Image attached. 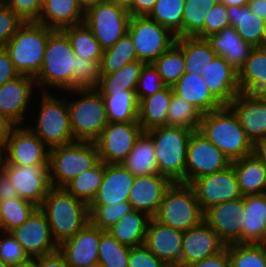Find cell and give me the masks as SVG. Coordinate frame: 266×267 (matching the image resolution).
I'll return each mask as SVG.
<instances>
[{
  "label": "cell",
  "instance_id": "cell-1",
  "mask_svg": "<svg viewBox=\"0 0 266 267\" xmlns=\"http://www.w3.org/2000/svg\"><path fill=\"white\" fill-rule=\"evenodd\" d=\"M198 131L231 162L254 153L255 146L228 106L203 114Z\"/></svg>",
  "mask_w": 266,
  "mask_h": 267
},
{
  "label": "cell",
  "instance_id": "cell-2",
  "mask_svg": "<svg viewBox=\"0 0 266 267\" xmlns=\"http://www.w3.org/2000/svg\"><path fill=\"white\" fill-rule=\"evenodd\" d=\"M39 208L45 214L58 245L73 237L90 221L88 204L64 188L52 187Z\"/></svg>",
  "mask_w": 266,
  "mask_h": 267
},
{
  "label": "cell",
  "instance_id": "cell-3",
  "mask_svg": "<svg viewBox=\"0 0 266 267\" xmlns=\"http://www.w3.org/2000/svg\"><path fill=\"white\" fill-rule=\"evenodd\" d=\"M53 31L38 22H23L18 27L4 49L20 75L35 77L38 74Z\"/></svg>",
  "mask_w": 266,
  "mask_h": 267
},
{
  "label": "cell",
  "instance_id": "cell-4",
  "mask_svg": "<svg viewBox=\"0 0 266 267\" xmlns=\"http://www.w3.org/2000/svg\"><path fill=\"white\" fill-rule=\"evenodd\" d=\"M193 131L167 125L146 131L153 141L158 173L173 183H185L187 144Z\"/></svg>",
  "mask_w": 266,
  "mask_h": 267
},
{
  "label": "cell",
  "instance_id": "cell-5",
  "mask_svg": "<svg viewBox=\"0 0 266 267\" xmlns=\"http://www.w3.org/2000/svg\"><path fill=\"white\" fill-rule=\"evenodd\" d=\"M75 57L68 36L62 30H54L47 40L41 69L34 77L36 85L73 92Z\"/></svg>",
  "mask_w": 266,
  "mask_h": 267
},
{
  "label": "cell",
  "instance_id": "cell-6",
  "mask_svg": "<svg viewBox=\"0 0 266 267\" xmlns=\"http://www.w3.org/2000/svg\"><path fill=\"white\" fill-rule=\"evenodd\" d=\"M152 218L160 224L185 232L204 221V211L192 186L175 182L165 192Z\"/></svg>",
  "mask_w": 266,
  "mask_h": 267
},
{
  "label": "cell",
  "instance_id": "cell-7",
  "mask_svg": "<svg viewBox=\"0 0 266 267\" xmlns=\"http://www.w3.org/2000/svg\"><path fill=\"white\" fill-rule=\"evenodd\" d=\"M100 162L96 144L91 141H75L50 149L49 175L52 187L63 188L83 171Z\"/></svg>",
  "mask_w": 266,
  "mask_h": 267
},
{
  "label": "cell",
  "instance_id": "cell-8",
  "mask_svg": "<svg viewBox=\"0 0 266 267\" xmlns=\"http://www.w3.org/2000/svg\"><path fill=\"white\" fill-rule=\"evenodd\" d=\"M74 92L82 97L67 103L75 141L94 142L108 124L104 99L96 89Z\"/></svg>",
  "mask_w": 266,
  "mask_h": 267
},
{
  "label": "cell",
  "instance_id": "cell-9",
  "mask_svg": "<svg viewBox=\"0 0 266 267\" xmlns=\"http://www.w3.org/2000/svg\"><path fill=\"white\" fill-rule=\"evenodd\" d=\"M36 127H28L49 148L75 142L70 124L67 101L52 96L45 89Z\"/></svg>",
  "mask_w": 266,
  "mask_h": 267
},
{
  "label": "cell",
  "instance_id": "cell-10",
  "mask_svg": "<svg viewBox=\"0 0 266 267\" xmlns=\"http://www.w3.org/2000/svg\"><path fill=\"white\" fill-rule=\"evenodd\" d=\"M131 15L112 0H102L84 13V23L103 50L114 46L128 32Z\"/></svg>",
  "mask_w": 266,
  "mask_h": 267
},
{
  "label": "cell",
  "instance_id": "cell-11",
  "mask_svg": "<svg viewBox=\"0 0 266 267\" xmlns=\"http://www.w3.org/2000/svg\"><path fill=\"white\" fill-rule=\"evenodd\" d=\"M128 33L133 39L137 58L152 64L176 41V36L166 27L148 16H131Z\"/></svg>",
  "mask_w": 266,
  "mask_h": 267
},
{
  "label": "cell",
  "instance_id": "cell-12",
  "mask_svg": "<svg viewBox=\"0 0 266 267\" xmlns=\"http://www.w3.org/2000/svg\"><path fill=\"white\" fill-rule=\"evenodd\" d=\"M231 165L227 156L198 130L191 134L186 152L185 183L191 184L204 175L226 169Z\"/></svg>",
  "mask_w": 266,
  "mask_h": 267
},
{
  "label": "cell",
  "instance_id": "cell-13",
  "mask_svg": "<svg viewBox=\"0 0 266 267\" xmlns=\"http://www.w3.org/2000/svg\"><path fill=\"white\" fill-rule=\"evenodd\" d=\"M142 132L139 122L108 123L94 141L100 161L106 164L122 163Z\"/></svg>",
  "mask_w": 266,
  "mask_h": 267
},
{
  "label": "cell",
  "instance_id": "cell-14",
  "mask_svg": "<svg viewBox=\"0 0 266 267\" xmlns=\"http://www.w3.org/2000/svg\"><path fill=\"white\" fill-rule=\"evenodd\" d=\"M190 185L204 212L216 204L243 197L232 164L224 170L195 179Z\"/></svg>",
  "mask_w": 266,
  "mask_h": 267
},
{
  "label": "cell",
  "instance_id": "cell-15",
  "mask_svg": "<svg viewBox=\"0 0 266 267\" xmlns=\"http://www.w3.org/2000/svg\"><path fill=\"white\" fill-rule=\"evenodd\" d=\"M4 153L3 164L49 165L50 149L25 125L14 128Z\"/></svg>",
  "mask_w": 266,
  "mask_h": 267
},
{
  "label": "cell",
  "instance_id": "cell-16",
  "mask_svg": "<svg viewBox=\"0 0 266 267\" xmlns=\"http://www.w3.org/2000/svg\"><path fill=\"white\" fill-rule=\"evenodd\" d=\"M2 171L9 177L20 198L39 207L49 190V165H13L3 164Z\"/></svg>",
  "mask_w": 266,
  "mask_h": 267
},
{
  "label": "cell",
  "instance_id": "cell-17",
  "mask_svg": "<svg viewBox=\"0 0 266 267\" xmlns=\"http://www.w3.org/2000/svg\"><path fill=\"white\" fill-rule=\"evenodd\" d=\"M11 233L31 259L58 251L59 245L54 241L47 218L39 207Z\"/></svg>",
  "mask_w": 266,
  "mask_h": 267
},
{
  "label": "cell",
  "instance_id": "cell-18",
  "mask_svg": "<svg viewBox=\"0 0 266 267\" xmlns=\"http://www.w3.org/2000/svg\"><path fill=\"white\" fill-rule=\"evenodd\" d=\"M227 106L254 146L266 140V95L240 92Z\"/></svg>",
  "mask_w": 266,
  "mask_h": 267
},
{
  "label": "cell",
  "instance_id": "cell-19",
  "mask_svg": "<svg viewBox=\"0 0 266 267\" xmlns=\"http://www.w3.org/2000/svg\"><path fill=\"white\" fill-rule=\"evenodd\" d=\"M243 197L216 204L204 212V221L226 244H240L244 220Z\"/></svg>",
  "mask_w": 266,
  "mask_h": 267
},
{
  "label": "cell",
  "instance_id": "cell-20",
  "mask_svg": "<svg viewBox=\"0 0 266 267\" xmlns=\"http://www.w3.org/2000/svg\"><path fill=\"white\" fill-rule=\"evenodd\" d=\"M182 240L183 231L150 218L144 245L169 267H182Z\"/></svg>",
  "mask_w": 266,
  "mask_h": 267
},
{
  "label": "cell",
  "instance_id": "cell-21",
  "mask_svg": "<svg viewBox=\"0 0 266 267\" xmlns=\"http://www.w3.org/2000/svg\"><path fill=\"white\" fill-rule=\"evenodd\" d=\"M102 230L90 221L73 237L63 241L58 251L70 267H91L98 263Z\"/></svg>",
  "mask_w": 266,
  "mask_h": 267
},
{
  "label": "cell",
  "instance_id": "cell-22",
  "mask_svg": "<svg viewBox=\"0 0 266 267\" xmlns=\"http://www.w3.org/2000/svg\"><path fill=\"white\" fill-rule=\"evenodd\" d=\"M226 244L219 238L217 232L205 221L183 232L182 267L202 261L221 252Z\"/></svg>",
  "mask_w": 266,
  "mask_h": 267
},
{
  "label": "cell",
  "instance_id": "cell-23",
  "mask_svg": "<svg viewBox=\"0 0 266 267\" xmlns=\"http://www.w3.org/2000/svg\"><path fill=\"white\" fill-rule=\"evenodd\" d=\"M173 182L158 174L135 176L128 202L132 208L153 217Z\"/></svg>",
  "mask_w": 266,
  "mask_h": 267
},
{
  "label": "cell",
  "instance_id": "cell-24",
  "mask_svg": "<svg viewBox=\"0 0 266 267\" xmlns=\"http://www.w3.org/2000/svg\"><path fill=\"white\" fill-rule=\"evenodd\" d=\"M206 86L211 94L227 106L241 91L236 71L223 57L216 56L211 64L202 67Z\"/></svg>",
  "mask_w": 266,
  "mask_h": 267
},
{
  "label": "cell",
  "instance_id": "cell-25",
  "mask_svg": "<svg viewBox=\"0 0 266 267\" xmlns=\"http://www.w3.org/2000/svg\"><path fill=\"white\" fill-rule=\"evenodd\" d=\"M36 85L34 77L19 75L0 87V113L8 117L17 126L23 125L28 103Z\"/></svg>",
  "mask_w": 266,
  "mask_h": 267
},
{
  "label": "cell",
  "instance_id": "cell-26",
  "mask_svg": "<svg viewBox=\"0 0 266 267\" xmlns=\"http://www.w3.org/2000/svg\"><path fill=\"white\" fill-rule=\"evenodd\" d=\"M135 176L122 163L106 164L99 190L89 205H115L127 202Z\"/></svg>",
  "mask_w": 266,
  "mask_h": 267
},
{
  "label": "cell",
  "instance_id": "cell-27",
  "mask_svg": "<svg viewBox=\"0 0 266 267\" xmlns=\"http://www.w3.org/2000/svg\"><path fill=\"white\" fill-rule=\"evenodd\" d=\"M218 56L223 57L236 71H239L250 56L253 46L246 43L230 26L206 38Z\"/></svg>",
  "mask_w": 266,
  "mask_h": 267
},
{
  "label": "cell",
  "instance_id": "cell-28",
  "mask_svg": "<svg viewBox=\"0 0 266 267\" xmlns=\"http://www.w3.org/2000/svg\"><path fill=\"white\" fill-rule=\"evenodd\" d=\"M172 89L177 96L194 105L202 114L223 107L209 91L203 77L197 73H184Z\"/></svg>",
  "mask_w": 266,
  "mask_h": 267
},
{
  "label": "cell",
  "instance_id": "cell-29",
  "mask_svg": "<svg viewBox=\"0 0 266 267\" xmlns=\"http://www.w3.org/2000/svg\"><path fill=\"white\" fill-rule=\"evenodd\" d=\"M244 220L241 244L266 240V194L243 196Z\"/></svg>",
  "mask_w": 266,
  "mask_h": 267
},
{
  "label": "cell",
  "instance_id": "cell-30",
  "mask_svg": "<svg viewBox=\"0 0 266 267\" xmlns=\"http://www.w3.org/2000/svg\"><path fill=\"white\" fill-rule=\"evenodd\" d=\"M84 12L76 0H43L38 23L53 30L84 23Z\"/></svg>",
  "mask_w": 266,
  "mask_h": 267
},
{
  "label": "cell",
  "instance_id": "cell-31",
  "mask_svg": "<svg viewBox=\"0 0 266 267\" xmlns=\"http://www.w3.org/2000/svg\"><path fill=\"white\" fill-rule=\"evenodd\" d=\"M242 196L265 194L266 166L254 152L231 162Z\"/></svg>",
  "mask_w": 266,
  "mask_h": 267
},
{
  "label": "cell",
  "instance_id": "cell-32",
  "mask_svg": "<svg viewBox=\"0 0 266 267\" xmlns=\"http://www.w3.org/2000/svg\"><path fill=\"white\" fill-rule=\"evenodd\" d=\"M240 91L266 95V47H254L243 67L238 71Z\"/></svg>",
  "mask_w": 266,
  "mask_h": 267
},
{
  "label": "cell",
  "instance_id": "cell-33",
  "mask_svg": "<svg viewBox=\"0 0 266 267\" xmlns=\"http://www.w3.org/2000/svg\"><path fill=\"white\" fill-rule=\"evenodd\" d=\"M172 96V86H166L139 102L138 122L143 132L167 125V113Z\"/></svg>",
  "mask_w": 266,
  "mask_h": 267
},
{
  "label": "cell",
  "instance_id": "cell-34",
  "mask_svg": "<svg viewBox=\"0 0 266 267\" xmlns=\"http://www.w3.org/2000/svg\"><path fill=\"white\" fill-rule=\"evenodd\" d=\"M150 218L146 213L133 209L106 231L120 244L138 247L144 245Z\"/></svg>",
  "mask_w": 266,
  "mask_h": 267
},
{
  "label": "cell",
  "instance_id": "cell-35",
  "mask_svg": "<svg viewBox=\"0 0 266 267\" xmlns=\"http://www.w3.org/2000/svg\"><path fill=\"white\" fill-rule=\"evenodd\" d=\"M227 16L230 26L246 42L253 47L263 46L265 21L250 11L249 5L227 6Z\"/></svg>",
  "mask_w": 266,
  "mask_h": 267
},
{
  "label": "cell",
  "instance_id": "cell-36",
  "mask_svg": "<svg viewBox=\"0 0 266 267\" xmlns=\"http://www.w3.org/2000/svg\"><path fill=\"white\" fill-rule=\"evenodd\" d=\"M122 164L134 176L158 174L153 141L146 132H142L137 138L132 151Z\"/></svg>",
  "mask_w": 266,
  "mask_h": 267
},
{
  "label": "cell",
  "instance_id": "cell-37",
  "mask_svg": "<svg viewBox=\"0 0 266 267\" xmlns=\"http://www.w3.org/2000/svg\"><path fill=\"white\" fill-rule=\"evenodd\" d=\"M145 63L137 60L127 63L117 72L100 74L99 85L96 90L102 96H113V93L125 90H136L141 70Z\"/></svg>",
  "mask_w": 266,
  "mask_h": 267
},
{
  "label": "cell",
  "instance_id": "cell-38",
  "mask_svg": "<svg viewBox=\"0 0 266 267\" xmlns=\"http://www.w3.org/2000/svg\"><path fill=\"white\" fill-rule=\"evenodd\" d=\"M175 43L184 54L185 73H197L201 75L202 67L211 64L217 54L206 39L198 37L176 38Z\"/></svg>",
  "mask_w": 266,
  "mask_h": 267
},
{
  "label": "cell",
  "instance_id": "cell-39",
  "mask_svg": "<svg viewBox=\"0 0 266 267\" xmlns=\"http://www.w3.org/2000/svg\"><path fill=\"white\" fill-rule=\"evenodd\" d=\"M105 102L108 123L138 122L139 101L135 90L102 96Z\"/></svg>",
  "mask_w": 266,
  "mask_h": 267
},
{
  "label": "cell",
  "instance_id": "cell-40",
  "mask_svg": "<svg viewBox=\"0 0 266 267\" xmlns=\"http://www.w3.org/2000/svg\"><path fill=\"white\" fill-rule=\"evenodd\" d=\"M105 173V163L100 161L96 166L69 181L63 188L75 198L90 204L95 198Z\"/></svg>",
  "mask_w": 266,
  "mask_h": 267
},
{
  "label": "cell",
  "instance_id": "cell-41",
  "mask_svg": "<svg viewBox=\"0 0 266 267\" xmlns=\"http://www.w3.org/2000/svg\"><path fill=\"white\" fill-rule=\"evenodd\" d=\"M62 31L68 36L76 56L97 61L100 64L103 49L85 23L66 27Z\"/></svg>",
  "mask_w": 266,
  "mask_h": 267
},
{
  "label": "cell",
  "instance_id": "cell-42",
  "mask_svg": "<svg viewBox=\"0 0 266 267\" xmlns=\"http://www.w3.org/2000/svg\"><path fill=\"white\" fill-rule=\"evenodd\" d=\"M137 60L133 39L127 32L114 46L103 50V55L99 64L100 74L117 72L127 63Z\"/></svg>",
  "mask_w": 266,
  "mask_h": 267
},
{
  "label": "cell",
  "instance_id": "cell-43",
  "mask_svg": "<svg viewBox=\"0 0 266 267\" xmlns=\"http://www.w3.org/2000/svg\"><path fill=\"white\" fill-rule=\"evenodd\" d=\"M219 0H185L182 17V37L204 39V20Z\"/></svg>",
  "mask_w": 266,
  "mask_h": 267
},
{
  "label": "cell",
  "instance_id": "cell-44",
  "mask_svg": "<svg viewBox=\"0 0 266 267\" xmlns=\"http://www.w3.org/2000/svg\"><path fill=\"white\" fill-rule=\"evenodd\" d=\"M184 3L185 0H156L148 17L168 28L176 38H181Z\"/></svg>",
  "mask_w": 266,
  "mask_h": 267
},
{
  "label": "cell",
  "instance_id": "cell-45",
  "mask_svg": "<svg viewBox=\"0 0 266 267\" xmlns=\"http://www.w3.org/2000/svg\"><path fill=\"white\" fill-rule=\"evenodd\" d=\"M203 114L173 92L167 113V126L198 130Z\"/></svg>",
  "mask_w": 266,
  "mask_h": 267
},
{
  "label": "cell",
  "instance_id": "cell-46",
  "mask_svg": "<svg viewBox=\"0 0 266 267\" xmlns=\"http://www.w3.org/2000/svg\"><path fill=\"white\" fill-rule=\"evenodd\" d=\"M152 65L157 69L163 82L167 86H173L185 73L183 51L174 43L167 51L161 54Z\"/></svg>",
  "mask_w": 266,
  "mask_h": 267
},
{
  "label": "cell",
  "instance_id": "cell-47",
  "mask_svg": "<svg viewBox=\"0 0 266 267\" xmlns=\"http://www.w3.org/2000/svg\"><path fill=\"white\" fill-rule=\"evenodd\" d=\"M98 250V263L104 267H128L130 247L120 244L106 230H102Z\"/></svg>",
  "mask_w": 266,
  "mask_h": 267
},
{
  "label": "cell",
  "instance_id": "cell-48",
  "mask_svg": "<svg viewBox=\"0 0 266 267\" xmlns=\"http://www.w3.org/2000/svg\"><path fill=\"white\" fill-rule=\"evenodd\" d=\"M38 207L25 199H6L0 202L4 232H11L21 226Z\"/></svg>",
  "mask_w": 266,
  "mask_h": 267
},
{
  "label": "cell",
  "instance_id": "cell-49",
  "mask_svg": "<svg viewBox=\"0 0 266 267\" xmlns=\"http://www.w3.org/2000/svg\"><path fill=\"white\" fill-rule=\"evenodd\" d=\"M90 222L101 230H107L124 215L133 210L131 204L119 202L115 205H88Z\"/></svg>",
  "mask_w": 266,
  "mask_h": 267
},
{
  "label": "cell",
  "instance_id": "cell-50",
  "mask_svg": "<svg viewBox=\"0 0 266 267\" xmlns=\"http://www.w3.org/2000/svg\"><path fill=\"white\" fill-rule=\"evenodd\" d=\"M226 248L230 267H266V259L257 244H229Z\"/></svg>",
  "mask_w": 266,
  "mask_h": 267
},
{
  "label": "cell",
  "instance_id": "cell-51",
  "mask_svg": "<svg viewBox=\"0 0 266 267\" xmlns=\"http://www.w3.org/2000/svg\"><path fill=\"white\" fill-rule=\"evenodd\" d=\"M100 66L97 61L75 57L73 91L96 89L100 80Z\"/></svg>",
  "mask_w": 266,
  "mask_h": 267
},
{
  "label": "cell",
  "instance_id": "cell-52",
  "mask_svg": "<svg viewBox=\"0 0 266 267\" xmlns=\"http://www.w3.org/2000/svg\"><path fill=\"white\" fill-rule=\"evenodd\" d=\"M166 86L157 69L152 64H145L135 90L138 101L140 102L143 98L154 95Z\"/></svg>",
  "mask_w": 266,
  "mask_h": 267
},
{
  "label": "cell",
  "instance_id": "cell-53",
  "mask_svg": "<svg viewBox=\"0 0 266 267\" xmlns=\"http://www.w3.org/2000/svg\"><path fill=\"white\" fill-rule=\"evenodd\" d=\"M6 234L8 235L4 239L0 238V259L12 267L29 262L31 258L12 233L6 232Z\"/></svg>",
  "mask_w": 266,
  "mask_h": 267
},
{
  "label": "cell",
  "instance_id": "cell-54",
  "mask_svg": "<svg viewBox=\"0 0 266 267\" xmlns=\"http://www.w3.org/2000/svg\"><path fill=\"white\" fill-rule=\"evenodd\" d=\"M228 27H230V21L227 16V6L218 2L206 14L204 20V39Z\"/></svg>",
  "mask_w": 266,
  "mask_h": 267
},
{
  "label": "cell",
  "instance_id": "cell-55",
  "mask_svg": "<svg viewBox=\"0 0 266 267\" xmlns=\"http://www.w3.org/2000/svg\"><path fill=\"white\" fill-rule=\"evenodd\" d=\"M23 22H38L43 0H2Z\"/></svg>",
  "mask_w": 266,
  "mask_h": 267
},
{
  "label": "cell",
  "instance_id": "cell-56",
  "mask_svg": "<svg viewBox=\"0 0 266 267\" xmlns=\"http://www.w3.org/2000/svg\"><path fill=\"white\" fill-rule=\"evenodd\" d=\"M23 21L0 0V48H4Z\"/></svg>",
  "mask_w": 266,
  "mask_h": 267
},
{
  "label": "cell",
  "instance_id": "cell-57",
  "mask_svg": "<svg viewBox=\"0 0 266 267\" xmlns=\"http://www.w3.org/2000/svg\"><path fill=\"white\" fill-rule=\"evenodd\" d=\"M128 267H169L150 252L145 245L130 248Z\"/></svg>",
  "mask_w": 266,
  "mask_h": 267
},
{
  "label": "cell",
  "instance_id": "cell-58",
  "mask_svg": "<svg viewBox=\"0 0 266 267\" xmlns=\"http://www.w3.org/2000/svg\"><path fill=\"white\" fill-rule=\"evenodd\" d=\"M8 52L4 48H0V87L8 81L19 76Z\"/></svg>",
  "mask_w": 266,
  "mask_h": 267
},
{
  "label": "cell",
  "instance_id": "cell-59",
  "mask_svg": "<svg viewBox=\"0 0 266 267\" xmlns=\"http://www.w3.org/2000/svg\"><path fill=\"white\" fill-rule=\"evenodd\" d=\"M188 267H230L228 249L225 247L221 252L195 262Z\"/></svg>",
  "mask_w": 266,
  "mask_h": 267
},
{
  "label": "cell",
  "instance_id": "cell-60",
  "mask_svg": "<svg viewBox=\"0 0 266 267\" xmlns=\"http://www.w3.org/2000/svg\"><path fill=\"white\" fill-rule=\"evenodd\" d=\"M36 267H70L64 256L56 251L52 254L33 258Z\"/></svg>",
  "mask_w": 266,
  "mask_h": 267
},
{
  "label": "cell",
  "instance_id": "cell-61",
  "mask_svg": "<svg viewBox=\"0 0 266 267\" xmlns=\"http://www.w3.org/2000/svg\"><path fill=\"white\" fill-rule=\"evenodd\" d=\"M156 0H133L127 8L131 16H148L153 10Z\"/></svg>",
  "mask_w": 266,
  "mask_h": 267
},
{
  "label": "cell",
  "instance_id": "cell-62",
  "mask_svg": "<svg viewBox=\"0 0 266 267\" xmlns=\"http://www.w3.org/2000/svg\"><path fill=\"white\" fill-rule=\"evenodd\" d=\"M20 198L9 177L0 172V202L6 199Z\"/></svg>",
  "mask_w": 266,
  "mask_h": 267
},
{
  "label": "cell",
  "instance_id": "cell-63",
  "mask_svg": "<svg viewBox=\"0 0 266 267\" xmlns=\"http://www.w3.org/2000/svg\"><path fill=\"white\" fill-rule=\"evenodd\" d=\"M17 125L0 113V146L5 147L7 140Z\"/></svg>",
  "mask_w": 266,
  "mask_h": 267
},
{
  "label": "cell",
  "instance_id": "cell-64",
  "mask_svg": "<svg viewBox=\"0 0 266 267\" xmlns=\"http://www.w3.org/2000/svg\"><path fill=\"white\" fill-rule=\"evenodd\" d=\"M250 11L266 21V0H250Z\"/></svg>",
  "mask_w": 266,
  "mask_h": 267
},
{
  "label": "cell",
  "instance_id": "cell-65",
  "mask_svg": "<svg viewBox=\"0 0 266 267\" xmlns=\"http://www.w3.org/2000/svg\"><path fill=\"white\" fill-rule=\"evenodd\" d=\"M254 152L263 161L266 166V140L259 142L255 145Z\"/></svg>",
  "mask_w": 266,
  "mask_h": 267
},
{
  "label": "cell",
  "instance_id": "cell-66",
  "mask_svg": "<svg viewBox=\"0 0 266 267\" xmlns=\"http://www.w3.org/2000/svg\"><path fill=\"white\" fill-rule=\"evenodd\" d=\"M100 1L102 0H76L78 6L83 10L84 13Z\"/></svg>",
  "mask_w": 266,
  "mask_h": 267
},
{
  "label": "cell",
  "instance_id": "cell-67",
  "mask_svg": "<svg viewBox=\"0 0 266 267\" xmlns=\"http://www.w3.org/2000/svg\"><path fill=\"white\" fill-rule=\"evenodd\" d=\"M249 1L250 0H219V2L223 3L226 6H238V7L247 5Z\"/></svg>",
  "mask_w": 266,
  "mask_h": 267
},
{
  "label": "cell",
  "instance_id": "cell-68",
  "mask_svg": "<svg viewBox=\"0 0 266 267\" xmlns=\"http://www.w3.org/2000/svg\"><path fill=\"white\" fill-rule=\"evenodd\" d=\"M116 2L118 5L128 8L132 3L133 0H112Z\"/></svg>",
  "mask_w": 266,
  "mask_h": 267
},
{
  "label": "cell",
  "instance_id": "cell-69",
  "mask_svg": "<svg viewBox=\"0 0 266 267\" xmlns=\"http://www.w3.org/2000/svg\"><path fill=\"white\" fill-rule=\"evenodd\" d=\"M258 247L260 248L264 258L266 259V240L265 241H262V242H259L257 243Z\"/></svg>",
  "mask_w": 266,
  "mask_h": 267
},
{
  "label": "cell",
  "instance_id": "cell-70",
  "mask_svg": "<svg viewBox=\"0 0 266 267\" xmlns=\"http://www.w3.org/2000/svg\"><path fill=\"white\" fill-rule=\"evenodd\" d=\"M3 162H4V147L0 146V172L2 171Z\"/></svg>",
  "mask_w": 266,
  "mask_h": 267
},
{
  "label": "cell",
  "instance_id": "cell-71",
  "mask_svg": "<svg viewBox=\"0 0 266 267\" xmlns=\"http://www.w3.org/2000/svg\"><path fill=\"white\" fill-rule=\"evenodd\" d=\"M13 267H36V264L33 259H31L29 262L22 264V265H17Z\"/></svg>",
  "mask_w": 266,
  "mask_h": 267
},
{
  "label": "cell",
  "instance_id": "cell-72",
  "mask_svg": "<svg viewBox=\"0 0 266 267\" xmlns=\"http://www.w3.org/2000/svg\"><path fill=\"white\" fill-rule=\"evenodd\" d=\"M263 46L266 47V21H265L264 33H263Z\"/></svg>",
  "mask_w": 266,
  "mask_h": 267
},
{
  "label": "cell",
  "instance_id": "cell-73",
  "mask_svg": "<svg viewBox=\"0 0 266 267\" xmlns=\"http://www.w3.org/2000/svg\"><path fill=\"white\" fill-rule=\"evenodd\" d=\"M0 230L4 231V224H3V218H2L1 210H0Z\"/></svg>",
  "mask_w": 266,
  "mask_h": 267
},
{
  "label": "cell",
  "instance_id": "cell-74",
  "mask_svg": "<svg viewBox=\"0 0 266 267\" xmlns=\"http://www.w3.org/2000/svg\"><path fill=\"white\" fill-rule=\"evenodd\" d=\"M0 267H12L6 263H4L1 259H0Z\"/></svg>",
  "mask_w": 266,
  "mask_h": 267
},
{
  "label": "cell",
  "instance_id": "cell-75",
  "mask_svg": "<svg viewBox=\"0 0 266 267\" xmlns=\"http://www.w3.org/2000/svg\"><path fill=\"white\" fill-rule=\"evenodd\" d=\"M91 267H104L101 263L93 264Z\"/></svg>",
  "mask_w": 266,
  "mask_h": 267
}]
</instances>
